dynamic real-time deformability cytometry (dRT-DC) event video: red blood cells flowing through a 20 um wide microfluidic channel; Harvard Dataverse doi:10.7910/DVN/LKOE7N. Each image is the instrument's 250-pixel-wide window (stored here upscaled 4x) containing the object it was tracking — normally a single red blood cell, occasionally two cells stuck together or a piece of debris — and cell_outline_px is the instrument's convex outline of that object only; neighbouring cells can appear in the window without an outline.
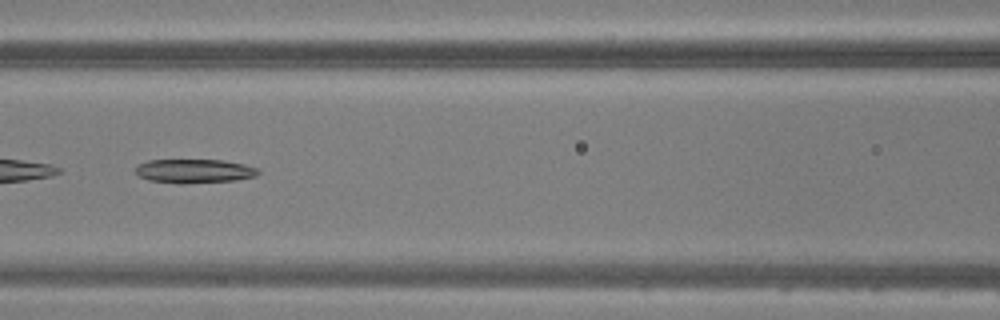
{"species": "common noctule bat (a hibernating species)", "species_latin": "Nyctalus noctula", "temperature_condition": "warm", "stored_images_in_passage": 26, "camera_frame_rate_fps": 3000, "um_per_image_px": 0.085, "animal": {"sex": "male", "body_mass_g": 20.5, "forearm_length_mm": 52.5}, "frame": {"image": 1, "passage_image": 9, "time_ms": 2.667, "image_size_px": [1000, 320], "cell_outline_px": [[260, 172], [256, 176], [236, 180], [180, 184], [176, 184], [148, 180], [140, 176], [136, 172], [136, 164], [148, 160], [224, 160], [244, 164], [256, 168]], "centroid_in_image_um": [16.49, 14.54], "position_along_channel_um": 150.1, "area_um2": 17.22}}
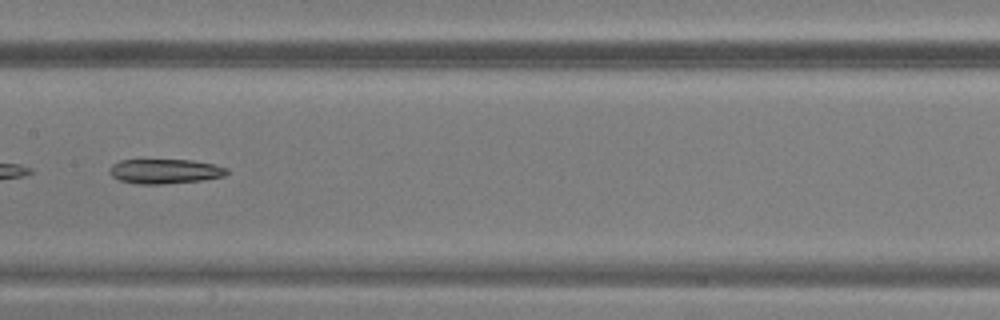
{"frame": {"image": 2, "passage_image": 12, "time_ms": 3.667, "image_size_px": [1000, 320], "cell_outline_px": [[228, 172], [224, 176], [204, 180], [160, 184], [136, 184], [120, 180], [112, 176], [108, 172], [108, 168], [112, 164], [120, 160], [192, 160], [212, 164], [228, 168]], "centroid_in_image_um": [13.99, 14.56], "position_along_channel_um": 193.4, "area_um2": 16.88}}
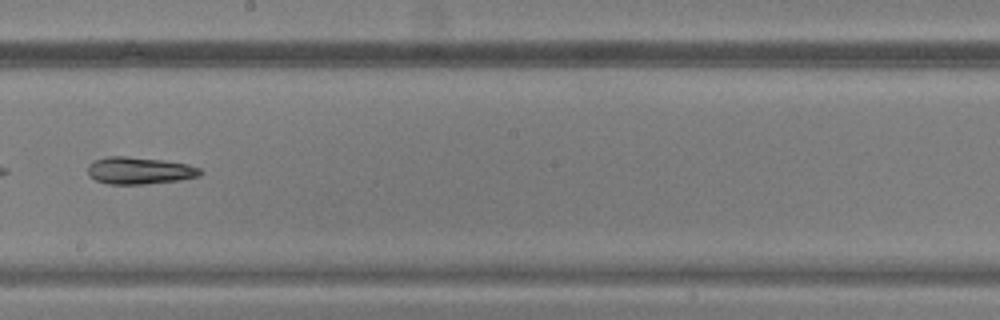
{"frame": {"image": 3, "passage_image": 15, "time_ms": 4.667, "image_size_px": [1000, 320], "cell_outline_px": [[204, 172], [200, 176], [180, 180], [144, 184], [108, 184], [96, 180], [88, 176], [88, 164], [96, 160], [108, 156], [128, 156], [164, 160], [188, 164], [200, 168]], "centroid_in_image_um": [11.87, 14.5], "position_along_channel_um": 236.3, "area_um2": 17.92}}